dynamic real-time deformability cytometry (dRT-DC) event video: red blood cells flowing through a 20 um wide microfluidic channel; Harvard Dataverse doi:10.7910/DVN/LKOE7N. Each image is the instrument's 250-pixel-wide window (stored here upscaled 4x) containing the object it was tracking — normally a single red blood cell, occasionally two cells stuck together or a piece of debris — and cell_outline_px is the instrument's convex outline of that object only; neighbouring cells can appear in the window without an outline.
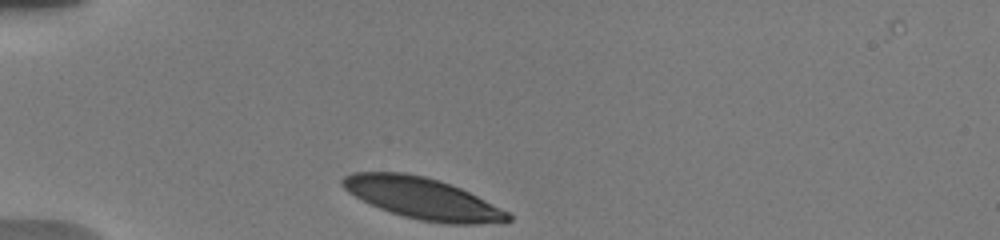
{"species": "human", "species_latin": "Homo sapiens", "temperature_condition": "warm", "stored_images_in_passage": 48, "camera_frame_rate_fps": 3000, "um_per_image_px": 0.085, "donor": {"sex": "male"}, "frame": {"image": 1, "passage_image": 1, "time_ms": 0.0, "image_size_px": [1000, 240], "cell_outline_px": [[512, 220], [476, 224], [452, 224], [420, 220], [404, 216], [380, 208], [348, 192], [340, 184], [340, 180], [344, 176], [352, 172], [404, 172], [424, 176], [460, 188], [508, 212], [512, 216]], "centroid_in_image_um": [35.87, 16.85], "position_along_channel_um": 49.1, "area_um2": 39.13}}
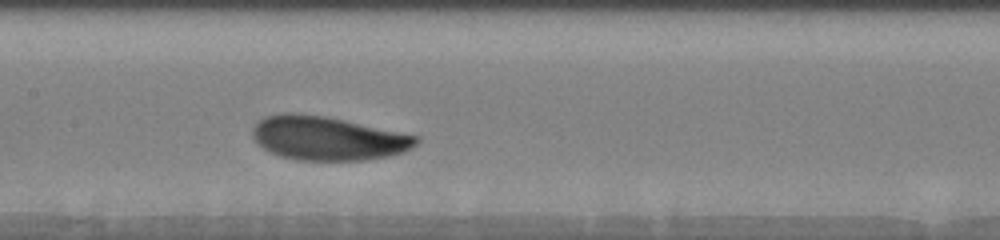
{"frame": {"image": 2, "passage_image": 17, "time_ms": 4.333, "image_size_px": [1000, 240], "cell_outline_px": [[420, 140], [412, 148], [404, 152], [388, 156], [364, 160], [296, 160], [280, 156], [268, 152], [252, 136], [252, 128], [264, 116], [280, 112], [296, 112], [324, 116], [344, 120], [420, 136]], "centroid_in_image_um": [27.85, 11.74], "position_along_channel_um": 179.6, "area_um2": 41.96}}
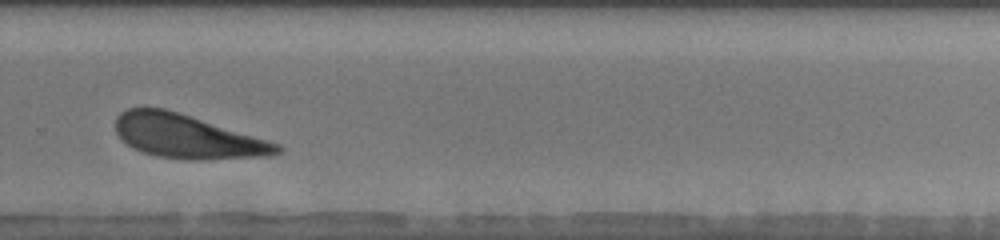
{"frame": {"image": 3, "passage_image": 32, "time_ms": 8.0, "image_size_px": [1000, 240], "cell_outline_px": [[284, 152], [272, 156], [204, 160], [188, 160], [156, 156], [132, 148], [116, 132], [116, 116], [120, 112], [128, 108], [164, 108], [180, 112], [268, 140], [280, 144], [284, 148]], "centroid_in_image_um": [15.97, 11.61], "position_along_channel_um": 313.8, "area_um2": 41.44}, "authors_computed_cell_mechanics": {"area_um2": 41.616, "velocity_mm_per_s": 3.68, "shape_relaxation_time_tau1_ms": 2.1309, "shape_relaxation_time_tau2_ms": null, "deformation_change_tau1": 0.1316, "deformation_change_tau2": null}}